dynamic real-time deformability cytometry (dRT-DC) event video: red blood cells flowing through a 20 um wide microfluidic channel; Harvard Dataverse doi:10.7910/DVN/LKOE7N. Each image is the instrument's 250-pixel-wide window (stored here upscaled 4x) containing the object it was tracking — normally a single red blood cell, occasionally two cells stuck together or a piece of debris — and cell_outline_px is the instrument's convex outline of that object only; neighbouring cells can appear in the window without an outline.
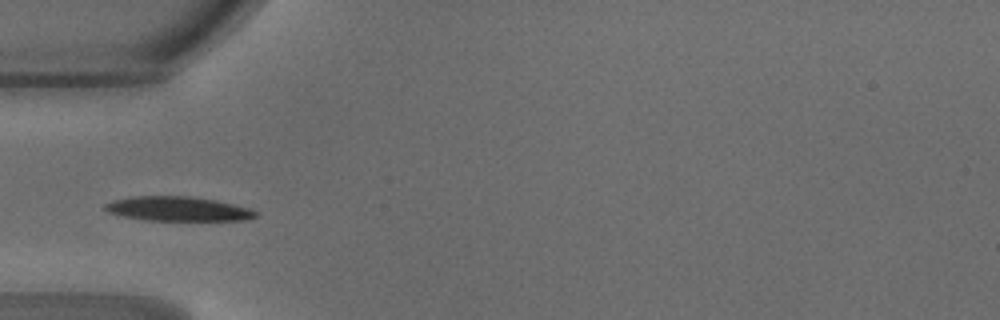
{"species": "common noctule bat (a hibernating species)", "species_latin": "Nyctalus noctula", "temperature_condition": "warm", "stored_images_in_passage": 34, "camera_frame_rate_fps": 3000, "um_per_image_px": 0.085, "animal": {"sex": "male", "body_mass_g": 18.8}, "frame": {"image": 1, "passage_image": 2, "time_ms": 0.333, "image_size_px": [1000, 320], "cell_outline_px": [[260, 216], [248, 220], [148, 220], [124, 216], [108, 212], [104, 208], [104, 204], [112, 200], [132, 196], [192, 196], [216, 200], [248, 208], [260, 212]], "centroid_in_image_um": [15.17, 17.74], "position_along_channel_um": 69.8, "area_um2": 21.5}}
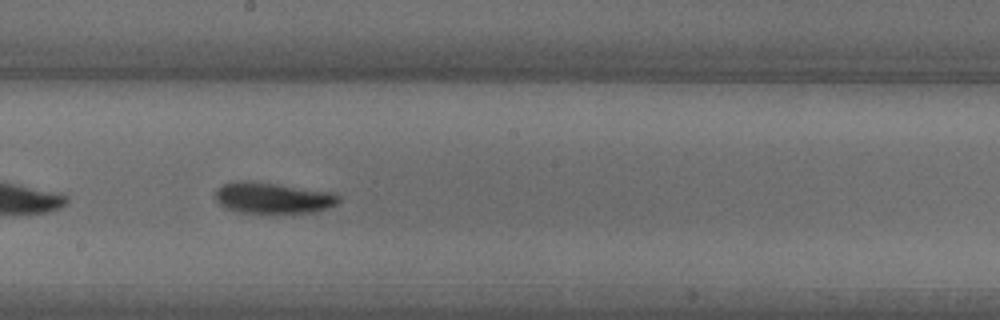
{"frame": {"image": 2, "passage_image": 13, "time_ms": 4.0, "image_size_px": [1000, 320], "cell_outline_px": [[340, 200], [336, 204], [328, 208], [316, 212], [240, 212], [224, 208], [216, 200], [216, 188], [224, 184], [236, 180], [244, 180], [332, 192], [340, 196]], "centroid_in_image_um": [23.17, 16.82], "position_along_channel_um": 225.0, "area_um2": 22.02}}
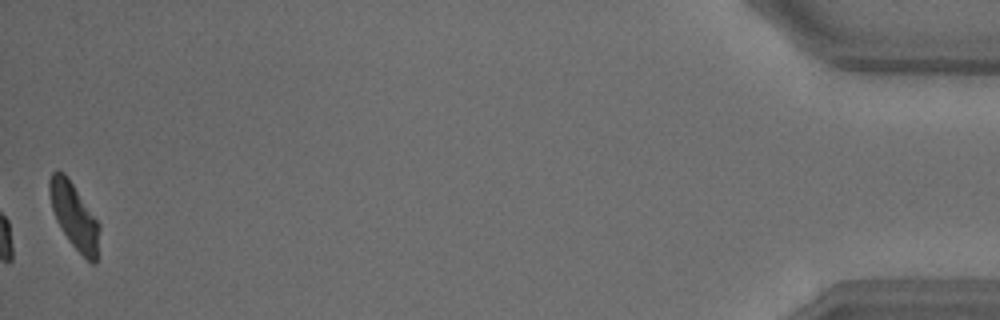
{"frame": {"image": 3, "passage_image": 34, "time_ms": 11.0, "image_size_px": [1000, 320], "cell_outline_px": [[100, 228], [96, 264], [92, 264], [68, 240], [56, 220], [52, 208], [48, 192], [48, 180], [52, 172], [64, 172], [68, 176], [100, 224]], "centroid_in_image_um": [6.3, 18.33], "position_along_channel_um": 428.9, "area_um2": 19.07}, "authors_computed_cell_mechanics": {"area_um2": 21.1259, "velocity_mm_per_s": 4.2126, "shape_relaxation_time_tau1_ms": 3.5945, "shape_relaxation_time_tau2_ms": 7.1079, "deformation_change_tau1": 0.1316, "deformation_change_tau2": 0.146}}